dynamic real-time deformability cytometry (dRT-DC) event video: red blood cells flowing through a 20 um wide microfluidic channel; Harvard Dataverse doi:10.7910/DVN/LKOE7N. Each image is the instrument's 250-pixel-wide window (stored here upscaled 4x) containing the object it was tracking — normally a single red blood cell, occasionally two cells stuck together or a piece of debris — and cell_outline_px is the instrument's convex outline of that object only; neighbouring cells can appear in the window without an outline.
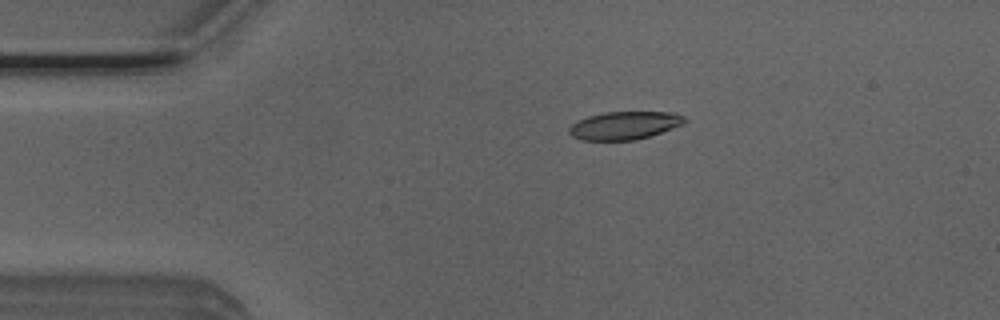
{"species": "Egyptian fruit bat (a non-hibernating species)", "species_latin": "Rousettus aegyptiacus", "temperature_condition": "room temperature", "stored_images_in_passage": 4, "camera_frame_rate_fps": 3000, "um_per_image_px": 0.085, "animal": {"sex": "male"}, "frame": {"image": 1, "passage_image": 4, "time_ms": 1.0, "image_size_px": [1000, 320], "cell_outline_px": [[688, 120], [684, 124], [648, 136], [632, 140], [580, 140], [572, 136], [568, 132], [568, 128], [572, 124], [588, 116], [604, 112], [676, 112], [684, 116]], "centroid_in_image_um": [53.09, 10.65], "position_along_channel_um": 31.9, "area_um2": 18.79}}